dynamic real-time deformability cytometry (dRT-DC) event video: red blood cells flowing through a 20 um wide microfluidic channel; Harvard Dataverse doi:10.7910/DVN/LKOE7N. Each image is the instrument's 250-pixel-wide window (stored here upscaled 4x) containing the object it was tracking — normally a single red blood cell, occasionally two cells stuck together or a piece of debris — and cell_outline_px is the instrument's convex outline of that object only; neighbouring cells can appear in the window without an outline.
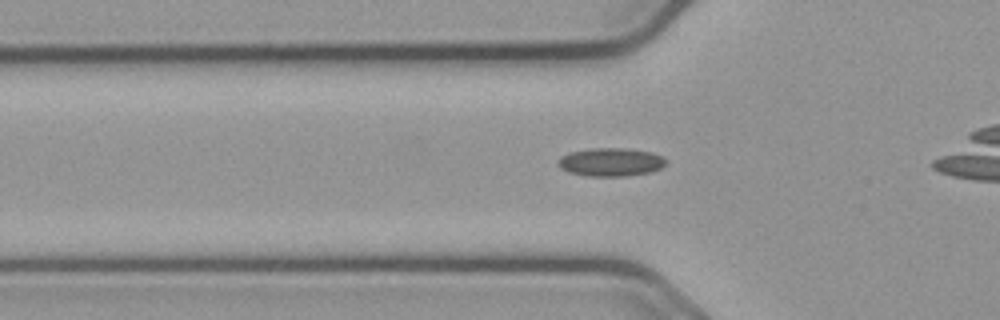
{"species": "common noctule bat (a hibernating species)", "species_latin": "Nyctalus noctula", "temperature_condition": "cold", "stored_images_in_passage": 24, "camera_frame_rate_fps": 3000, "um_per_image_px": 0.085, "animal": {"sex": "male", "body_mass_g": 23.1, "forearm_length_mm": 52.7}, "frame": {"image": 1, "passage_image": 8, "time_ms": 2.333, "image_size_px": [1000, 320], "cell_outline_px": [[668, 160], [660, 168], [652, 172], [628, 176], [588, 176], [568, 172], [560, 168], [556, 164], [556, 160], [560, 156], [568, 152], [592, 148], [628, 148], [652, 152]], "centroid_in_image_um": [51.87, 13.77], "position_along_channel_um": 73.9, "area_um2": 18.09}}
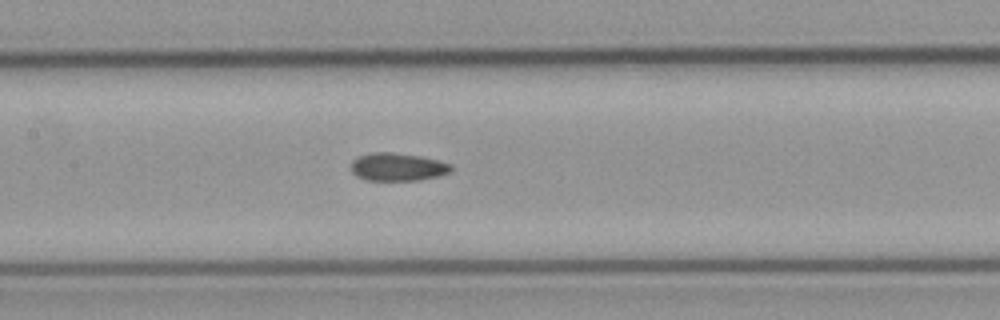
{"frame": {"image": 2, "passage_image": 16, "time_ms": 5.0, "image_size_px": [1000, 320], "cell_outline_px": [[452, 172], [420, 180], [368, 180], [356, 176], [352, 172], [352, 160], [356, 156], [368, 152], [392, 152], [420, 156], [440, 160], [452, 164]], "centroid_in_image_um": [33.8, 14.17], "position_along_channel_um": 173.6, "area_um2": 16.47}}
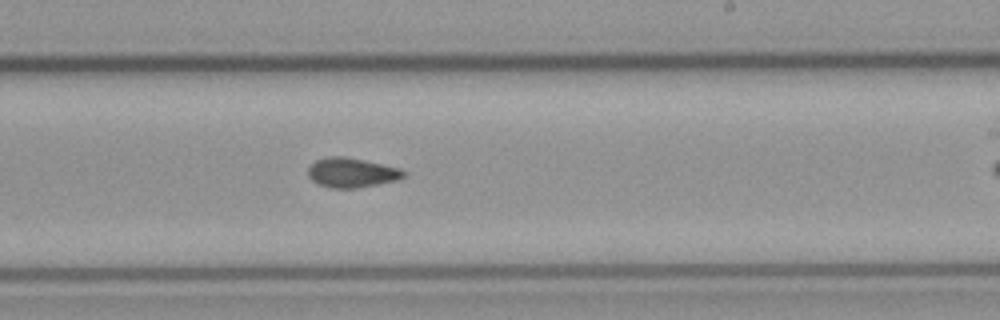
{"frame": {"image": 3, "passage_image": 23, "time_ms": 7.333, "image_size_px": [1000, 320], "cell_outline_px": [[404, 176], [400, 180], [356, 188], [328, 188], [316, 184], [308, 176], [308, 168], [316, 160], [328, 156], [344, 156], [364, 160], [400, 168], [404, 172]], "centroid_in_image_um": [29.87, 14.68], "position_along_channel_um": 259.1, "area_um2": 16.59}}